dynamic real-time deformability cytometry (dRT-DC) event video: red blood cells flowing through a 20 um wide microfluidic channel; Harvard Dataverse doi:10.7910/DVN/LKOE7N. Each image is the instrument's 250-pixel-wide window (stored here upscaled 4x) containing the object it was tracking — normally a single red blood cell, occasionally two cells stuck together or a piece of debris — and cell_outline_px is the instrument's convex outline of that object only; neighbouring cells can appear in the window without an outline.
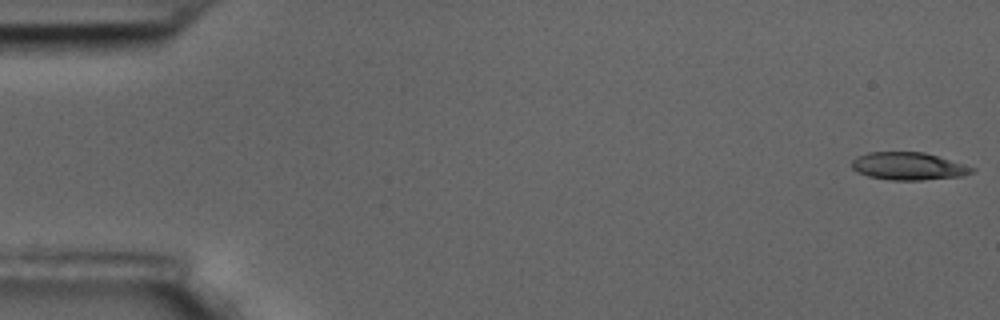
{"species": "common noctule bat (a hibernating species)", "species_latin": "Nyctalus noctula", "temperature_condition": "room temperature", "stored_images_in_passage": 5, "camera_frame_rate_fps": 3000, "um_per_image_px": 0.085, "animal": {"sex": "male", "body_mass_g": 17.5, "forearm_length_mm": 52.3}, "frame": {"image": 1, "passage_image": 1, "time_ms": 0.0, "image_size_px": [1000, 320], "cell_outline_px": [[976, 172], [964, 176], [920, 180], [892, 180], [868, 176], [856, 172], [852, 168], [852, 160], [856, 156], [868, 152], [924, 152], [976, 168]], "centroid_in_image_um": [77.22, 14.13], "position_along_channel_um": 7.8, "area_um2": 19.42}}
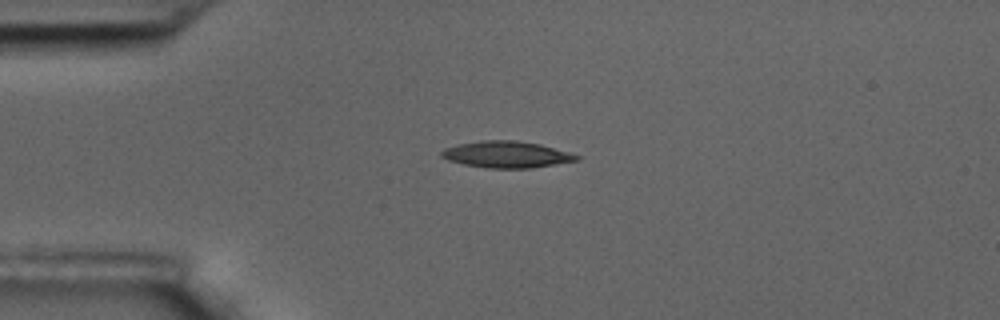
{"frame": {"image": 2, "passage_image": 4, "time_ms": 1.0, "image_size_px": [1000, 320], "cell_outline_px": [[580, 160], [532, 168], [488, 168], [464, 164], [448, 160], [440, 156], [440, 152], [444, 148], [456, 144], [480, 140], [516, 140], [540, 144], [568, 152], [580, 156]], "centroid_in_image_um": [43.03, 13.12], "position_along_channel_um": 42.0, "area_um2": 20.98}}